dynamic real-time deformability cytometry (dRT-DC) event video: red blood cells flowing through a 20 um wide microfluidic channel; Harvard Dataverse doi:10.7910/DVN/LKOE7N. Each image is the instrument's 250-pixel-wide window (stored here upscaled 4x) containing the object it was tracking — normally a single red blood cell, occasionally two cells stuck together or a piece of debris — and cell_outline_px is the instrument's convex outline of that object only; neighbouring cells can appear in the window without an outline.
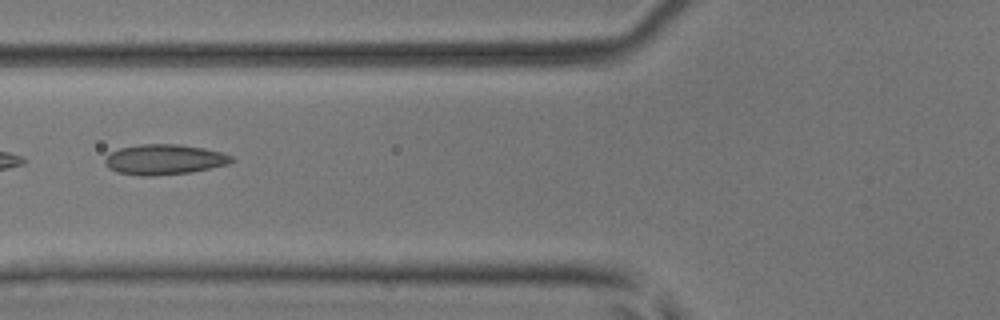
{"species": "common noctule bat (a hibernating species)", "species_latin": "Nyctalus noctula", "temperature_condition": "room temperature", "stored_images_in_passage": 3, "camera_frame_rate_fps": 3000, "um_per_image_px": 0.085, "animal": {"sex": "male", "body_mass_g": 17.9, "forearm_length_mm": 54.2}, "frame": {"image": 1, "passage_image": 3, "time_ms": 0.667, "image_size_px": [1000, 320], "cell_outline_px": [[236, 160], [228, 164], [192, 172], [152, 176], [140, 176], [116, 172], [108, 168], [104, 164], [104, 160], [108, 152], [120, 148], [144, 144], [180, 144], [204, 148], [224, 152], [232, 156]], "centroid_in_image_um": [13.96, 13.56], "position_along_channel_um": 111.8, "area_um2": 22.66}}